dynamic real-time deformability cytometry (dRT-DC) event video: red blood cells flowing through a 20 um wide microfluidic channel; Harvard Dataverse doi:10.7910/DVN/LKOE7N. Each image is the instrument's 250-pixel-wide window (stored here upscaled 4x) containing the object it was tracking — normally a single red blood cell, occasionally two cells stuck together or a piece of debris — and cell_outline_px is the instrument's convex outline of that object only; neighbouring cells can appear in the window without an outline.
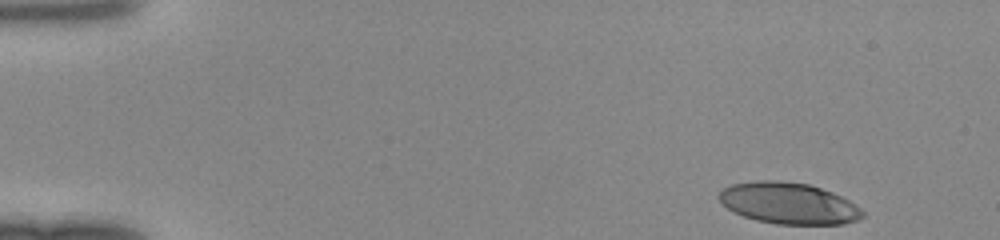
{"species": "human", "species_latin": "Homo sapiens", "temperature_condition": "room temperature", "stored_images_in_passage": 44, "camera_frame_rate_fps": 3000, "um_per_image_px": 0.085, "donor": {"sex": "female"}, "frame": {"image": 1, "passage_image": 1, "time_ms": 0.0, "image_size_px": [1000, 240], "cell_outline_px": [[864, 216], [860, 220], [844, 224], [776, 224], [756, 220], [732, 212], [716, 196], [724, 188], [732, 184], [760, 180], [780, 180], [808, 184], [832, 192], [856, 204], [864, 212]], "centroid_in_image_um": [67.05, 17.28], "position_along_channel_um": 18.0, "area_um2": 34.68}}
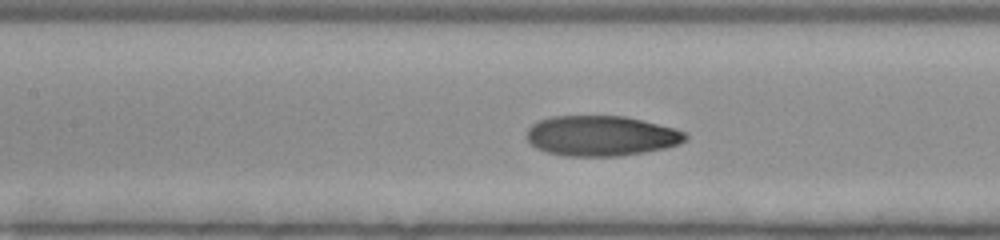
{"frame": {"image": 2, "passage_image": 19, "time_ms": 6.0, "image_size_px": [1000, 240], "cell_outline_px": [[688, 140], [680, 144], [664, 148], [644, 152], [620, 156], [564, 156], [548, 152], [536, 148], [524, 136], [528, 128], [532, 124], [540, 120], [552, 116], [624, 116], [676, 128], [684, 132], [688, 136]], "centroid_in_image_um": [51.1, 11.55], "position_along_channel_um": 156.3, "area_um2": 37.4}}
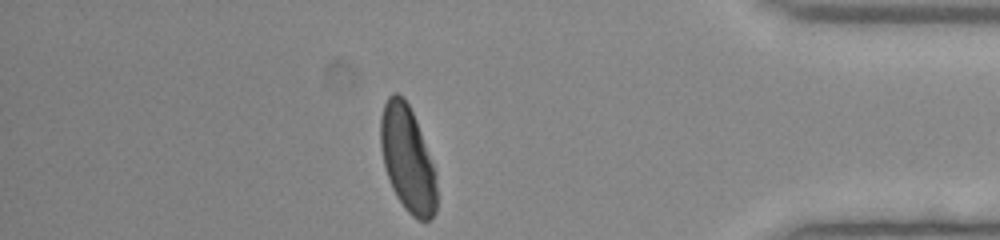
{"frame": {"image": 3, "passage_image": 38, "time_ms": 12.333, "image_size_px": [1000, 240], "cell_outline_px": [[436, 212], [428, 220], [420, 220], [412, 216], [404, 208], [396, 196], [392, 188], [384, 164], [380, 148], [380, 116], [384, 104], [388, 96], [392, 92], [396, 92], [408, 104], [416, 120], [436, 172]], "centroid_in_image_um": [34.62, 13.51], "position_along_channel_um": 400.6, "area_um2": 34.45}}